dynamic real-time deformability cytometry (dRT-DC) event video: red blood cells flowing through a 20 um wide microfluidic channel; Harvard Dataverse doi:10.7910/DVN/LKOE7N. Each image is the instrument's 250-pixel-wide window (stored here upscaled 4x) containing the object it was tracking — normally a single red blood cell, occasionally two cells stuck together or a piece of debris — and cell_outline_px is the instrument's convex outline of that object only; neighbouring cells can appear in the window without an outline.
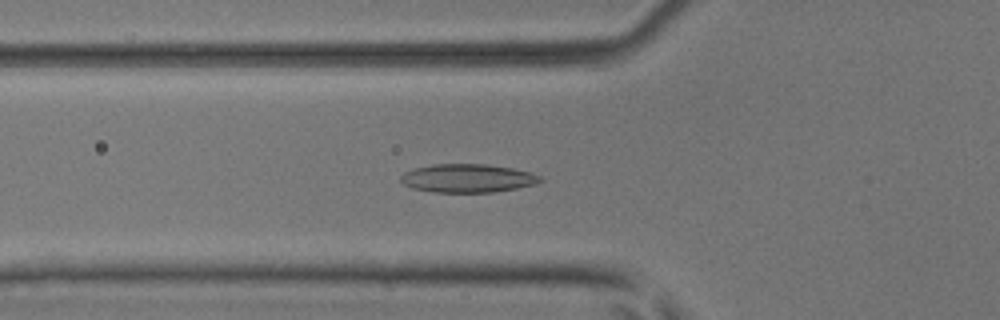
{"species": "common noctule bat (a hibernating species)", "species_latin": "Nyctalus noctula", "temperature_condition": "room temperature", "stored_images_in_passage": 51, "camera_frame_rate_fps": 3000, "um_per_image_px": 0.085, "animal": {"sex": "male", "body_mass_g": 17.9, "forearm_length_mm": 54.2}, "frame": {"image": 1, "passage_image": 19, "time_ms": 6.0, "image_size_px": [1000, 320], "cell_outline_px": [[544, 180], [532, 184], [516, 188], [492, 192], [432, 192], [412, 188], [404, 184], [400, 180], [400, 176], [404, 172], [416, 168], [432, 164], [488, 164], [512, 168], [528, 172], [540, 176]], "centroid_in_image_um": [39.71, 15.14], "position_along_channel_um": 86.1, "area_um2": 22.95}}
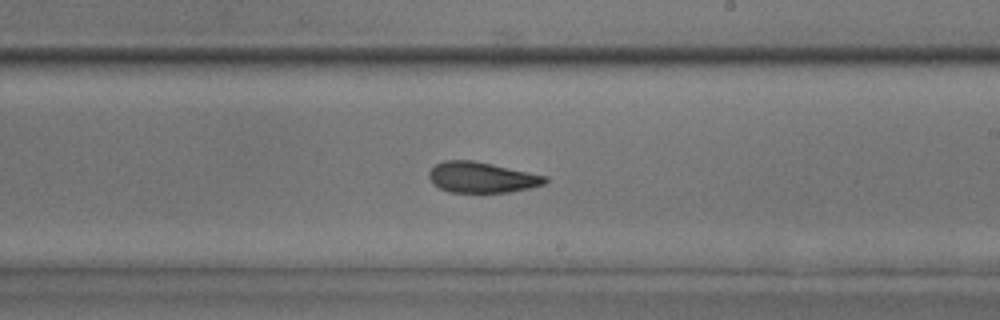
{"frame": {"image": 2, "passage_image": 31, "time_ms": 10.0, "image_size_px": [1000, 320], "cell_outline_px": [[548, 180], [544, 184], [528, 188], [508, 192], [448, 192], [432, 184], [428, 176], [428, 172], [436, 164], [444, 160], [472, 160], [492, 164], [548, 176]], "centroid_in_image_um": [40.92, 15.07], "position_along_channel_um": 248.1, "area_um2": 20.75}}
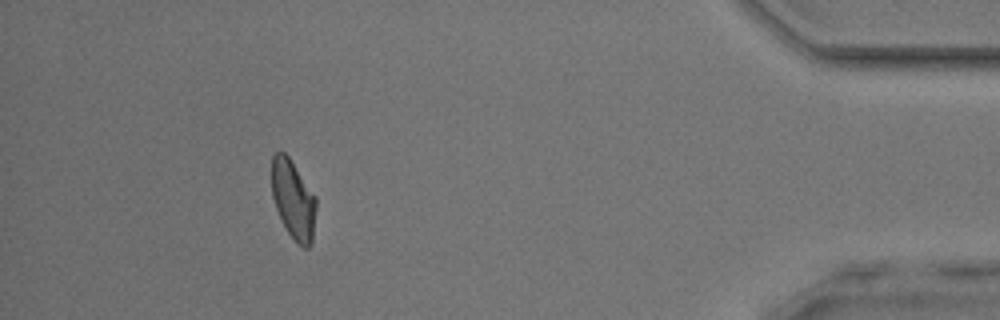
{"frame": {"image": 3, "passage_image": 47, "time_ms": 15.333, "image_size_px": [1000, 320], "cell_outline_px": [[316, 208], [312, 244], [308, 248], [304, 248], [296, 244], [288, 232], [276, 208], [272, 196], [272, 156], [276, 152], [284, 152], [288, 156], [316, 196]], "centroid_in_image_um": [24.94, 16.99], "position_along_channel_um": 410.3, "area_um2": 20.4}, "authors_computed_cell_mechanics": {"area_um2": 21.4438, "velocity_mm_per_s": 4.0561, "shape_relaxation_time_tau1_ms": 10.8249, "shape_relaxation_time_tau2_ms": 3.4991, "deformation_change_tau1": 0.2232, "deformation_change_tau2": 0.102}}